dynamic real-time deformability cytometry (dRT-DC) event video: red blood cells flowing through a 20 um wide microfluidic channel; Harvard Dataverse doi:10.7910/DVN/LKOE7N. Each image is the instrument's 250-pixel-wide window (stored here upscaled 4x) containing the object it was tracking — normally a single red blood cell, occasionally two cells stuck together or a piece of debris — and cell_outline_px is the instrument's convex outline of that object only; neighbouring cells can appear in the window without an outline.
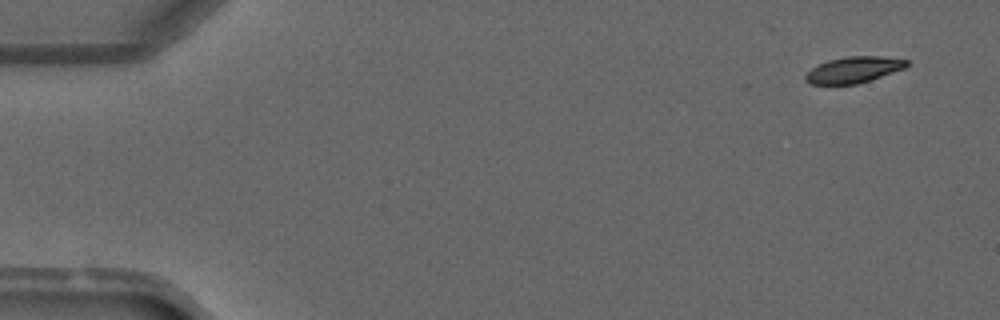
{"species": "common noctule bat (a hibernating species)", "species_latin": "Nyctalus noctula", "temperature_condition": "warm", "stored_images_in_passage": 5, "segment_of_instrument_passage": [2, 2], "camera_frame_rate_fps": 3000, "um_per_image_px": 0.085, "animal": {"sex": "male", "forearm_length_mm": 52.5}, "frame": {"image": 1, "passage_image": 5, "time_ms": 5.667, "image_size_px": [1000, 320], "cell_outline_px": [[908, 64], [904, 68], [856, 84], [808, 84], [804, 80], [804, 76], [812, 68], [828, 60], [848, 56], [880, 56], [908, 60]], "centroid_in_image_um": [72.51, 5.93], "position_along_channel_um": 12.5, "area_um2": 15.14}}